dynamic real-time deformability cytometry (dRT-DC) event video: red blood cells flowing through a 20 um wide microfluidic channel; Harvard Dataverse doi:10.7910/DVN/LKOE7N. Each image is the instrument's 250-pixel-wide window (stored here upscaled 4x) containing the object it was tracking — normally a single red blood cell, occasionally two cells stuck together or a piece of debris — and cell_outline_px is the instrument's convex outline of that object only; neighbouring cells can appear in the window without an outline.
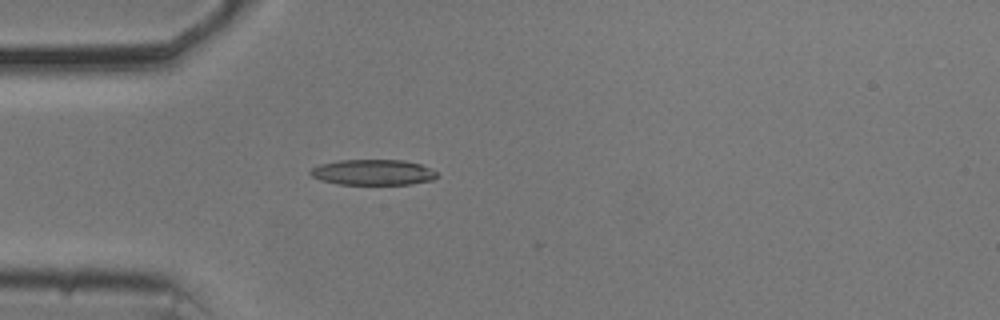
{"species": "common noctule bat (a hibernating species)", "species_latin": "Nyctalus noctula", "temperature_condition": "cold", "stored_images_in_passage": 6, "camera_frame_rate_fps": 3000, "um_per_image_px": 0.085, "animal": {"sex": "male", "body_mass_g": 20.5, "forearm_length_mm": 52.5}, "frame": {"image": 1, "passage_image": 1, "time_ms": 0.0, "image_size_px": [1000, 320], "cell_outline_px": [[440, 176], [432, 180], [408, 184], [340, 184], [320, 180], [312, 176], [308, 172], [312, 168], [320, 164], [340, 160], [404, 160], [420, 164], [432, 168]], "centroid_in_image_um": [31.73, 14.64], "position_along_channel_um": 53.3, "area_um2": 18.9}}
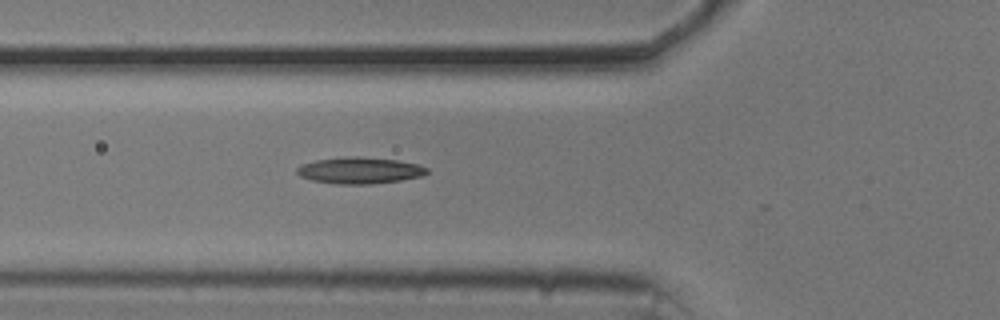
{"frame": {"image": 2, "passage_image": 5, "time_ms": 1.333, "image_size_px": [1000, 320], "cell_outline_px": [[428, 172], [424, 176], [400, 180], [368, 184], [336, 184], [312, 180], [300, 176], [296, 172], [296, 168], [304, 164], [316, 160], [344, 156], [360, 156], [396, 160], [420, 164], [428, 168]], "centroid_in_image_um": [30.6, 14.48], "position_along_channel_um": 95.2, "area_um2": 20.11}}